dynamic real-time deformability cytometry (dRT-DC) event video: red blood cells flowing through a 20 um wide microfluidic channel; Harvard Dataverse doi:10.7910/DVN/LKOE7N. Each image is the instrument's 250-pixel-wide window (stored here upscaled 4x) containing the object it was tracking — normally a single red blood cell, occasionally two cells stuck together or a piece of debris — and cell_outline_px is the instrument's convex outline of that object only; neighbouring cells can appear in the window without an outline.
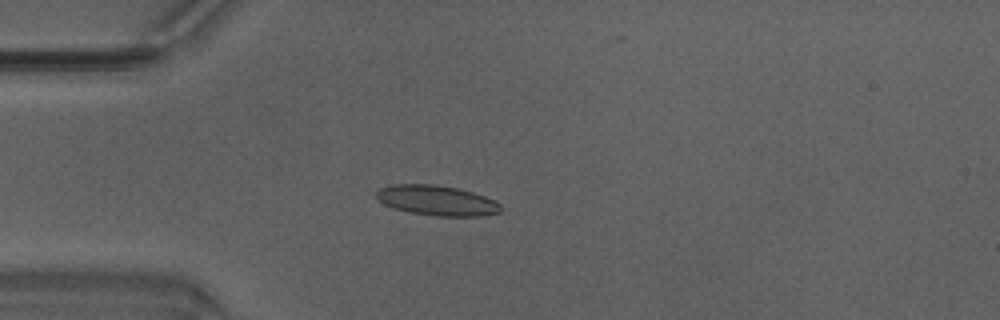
{"species": "Egyptian fruit bat (a non-hibernating species)", "species_latin": "Rousettus aegyptiacus", "temperature_condition": "warm", "stored_images_in_passage": 49, "camera_frame_rate_fps": 3000, "um_per_image_px": 0.085, "animal": {"sex": "male"}, "frame": {"image": 1, "passage_image": 13, "time_ms": 4.0, "image_size_px": [1000, 320], "cell_outline_px": [[500, 212], [480, 216], [436, 216], [412, 212], [392, 208], [384, 204], [376, 196], [376, 192], [380, 188], [392, 184], [436, 184], [456, 188], [472, 192], [484, 196], [500, 204]], "centroid_in_image_um": [37.1, 17.03], "position_along_channel_um": 47.9, "area_um2": 21.62}}
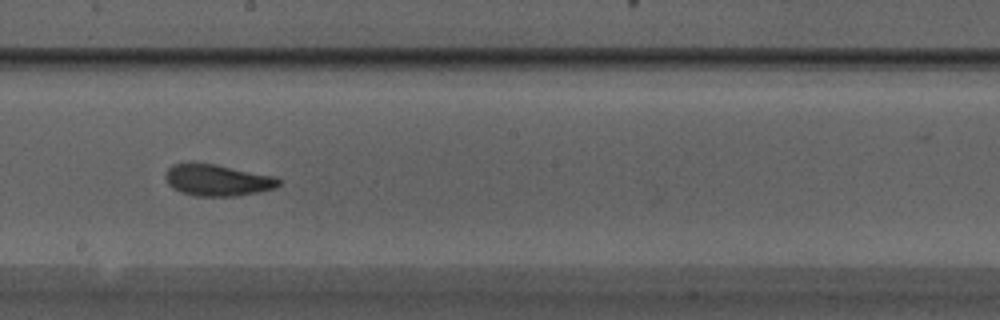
{"frame": {"image": 2, "passage_image": 27, "time_ms": 8.667, "image_size_px": [1000, 320], "cell_outline_px": [[280, 184], [276, 188], [236, 196], [196, 196], [180, 192], [172, 188], [168, 184], [164, 176], [168, 168], [172, 164], [192, 160], [216, 164], [276, 176], [280, 180]], "centroid_in_image_um": [18.43, 15.28], "position_along_channel_um": 229.8, "area_um2": 21.39}}
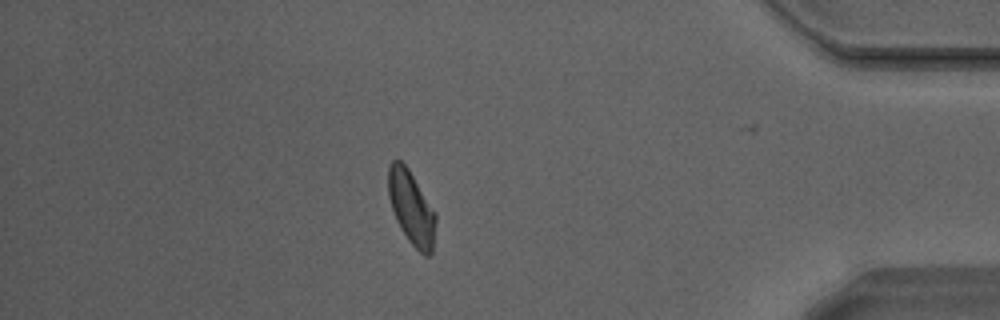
{"frame": {"image": 3, "passage_image": 42, "time_ms": 13.667, "image_size_px": [1000, 320], "cell_outline_px": [[436, 220], [432, 252], [428, 256], [424, 256], [408, 240], [400, 228], [396, 220], [388, 196], [388, 168], [392, 160], [396, 156], [408, 168], [436, 212]], "centroid_in_image_um": [34.96, 17.64], "position_along_channel_um": 400.2, "area_um2": 20.46}, "authors_computed_cell_mechanics": {"area_um2": 20.4612, "velocity_mm_per_s": 4.2135, "shape_relaxation_time_tau1_ms": 3.6631, "shape_relaxation_time_tau2_ms": 1.1581, "deformation_change_tau1": 0.1569, "deformation_change_tau2": 0.0813}}